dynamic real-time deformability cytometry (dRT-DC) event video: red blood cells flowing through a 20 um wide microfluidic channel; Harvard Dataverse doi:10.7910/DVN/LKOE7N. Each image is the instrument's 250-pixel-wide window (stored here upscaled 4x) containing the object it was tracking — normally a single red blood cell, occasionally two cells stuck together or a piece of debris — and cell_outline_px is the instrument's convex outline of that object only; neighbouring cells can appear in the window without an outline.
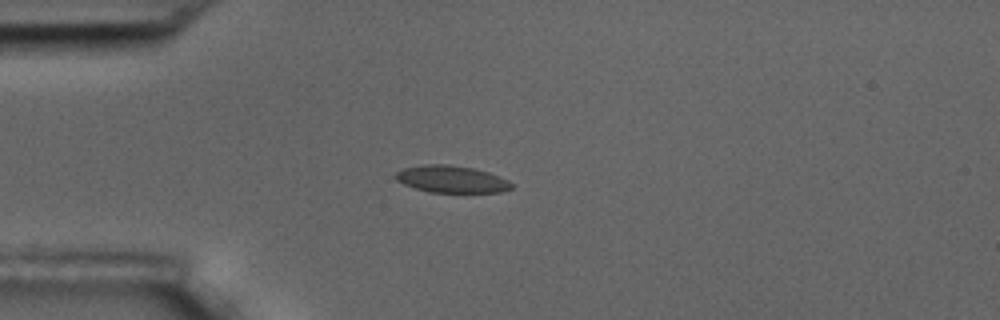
{"species": "common noctule bat (a hibernating species)", "species_latin": "Nyctalus noctula", "temperature_condition": "room temperature", "stored_images_in_passage": 6, "camera_frame_rate_fps": 3000, "um_per_image_px": 0.085, "animal": {"sex": "male", "body_mass_g": 17.5, "forearm_length_mm": 52.3}, "frame": {"image": 1, "passage_image": 3, "time_ms": 3.0, "image_size_px": [1000, 320], "cell_outline_px": [[512, 188], [504, 192], [432, 192], [416, 188], [404, 184], [396, 180], [392, 176], [396, 172], [404, 168], [424, 164], [448, 164], [472, 168], [488, 172], [508, 180], [512, 184]], "centroid_in_image_um": [38.36, 15.22], "position_along_channel_um": 46.6, "area_um2": 18.21}}
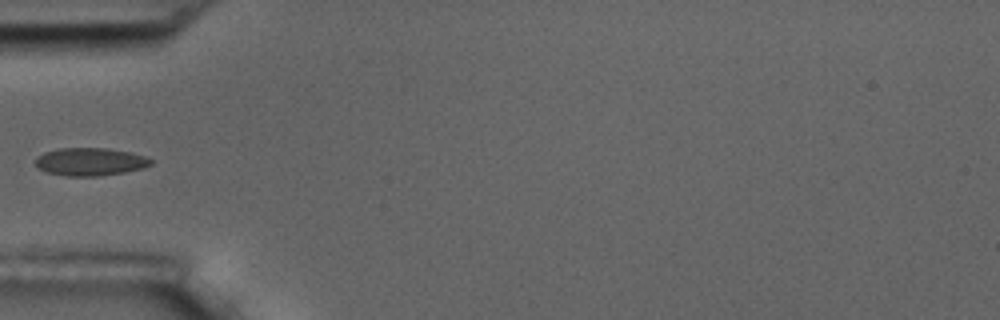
{"frame": {"image": 2, "passage_image": 4, "time_ms": 4.333, "image_size_px": [1000, 320], "cell_outline_px": [[152, 164], [144, 168], [124, 172], [96, 176], [64, 176], [48, 172], [36, 168], [36, 156], [44, 152], [60, 148], [108, 148], [132, 152], [144, 156], [152, 160]], "centroid_in_image_um": [7.65, 13.74], "position_along_channel_um": 77.3, "area_um2": 18.84}}